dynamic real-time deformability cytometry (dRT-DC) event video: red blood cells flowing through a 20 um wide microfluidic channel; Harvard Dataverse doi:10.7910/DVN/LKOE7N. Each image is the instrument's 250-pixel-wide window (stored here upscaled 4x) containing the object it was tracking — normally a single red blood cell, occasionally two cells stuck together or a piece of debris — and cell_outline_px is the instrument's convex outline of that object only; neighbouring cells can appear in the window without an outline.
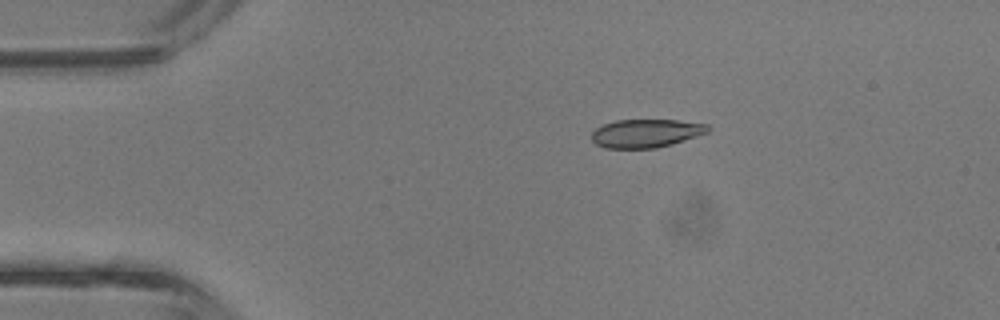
{"species": "common noctule bat (a hibernating species)", "species_latin": "Nyctalus noctula", "temperature_condition": "room temperature", "stored_images_in_passage": 3, "camera_frame_rate_fps": 3000, "um_per_image_px": 0.085, "animal": {"sex": "male", "body_mass_g": 13.3}, "frame": {"image": 1, "passage_image": 2, "time_ms": 0.333, "image_size_px": [1000, 320], "cell_outline_px": [[708, 132], [672, 144], [656, 148], [604, 148], [596, 144], [592, 140], [592, 132], [596, 128], [604, 124], [616, 120], [676, 120], [708, 124]], "centroid_in_image_um": [54.88, 11.33], "position_along_channel_um": 30.1, "area_um2": 19.07}}